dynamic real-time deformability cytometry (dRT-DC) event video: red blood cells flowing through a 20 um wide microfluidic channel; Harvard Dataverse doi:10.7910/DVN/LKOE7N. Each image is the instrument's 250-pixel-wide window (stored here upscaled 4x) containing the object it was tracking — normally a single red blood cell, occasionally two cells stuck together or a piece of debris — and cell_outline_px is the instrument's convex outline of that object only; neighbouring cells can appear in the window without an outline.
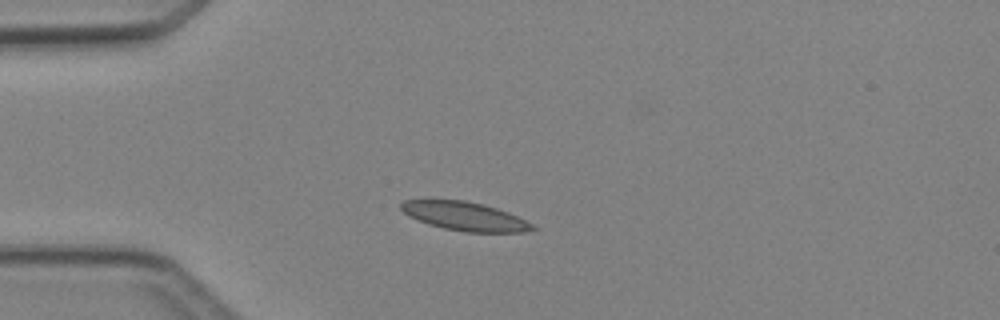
{"species": "Egyptian fruit bat (a non-hibernating species)", "species_latin": "Rousettus aegyptiacus", "temperature_condition": "cold", "stored_images_in_passage": 2, "camera_frame_rate_fps": 3000, "um_per_image_px": 0.085, "animal": {"sex": "female"}, "frame": {"image": 1, "passage_image": 1, "time_ms": 0.0, "image_size_px": [1000, 320], "cell_outline_px": [[536, 228], [524, 232], [464, 232], [444, 228], [428, 224], [416, 220], [408, 216], [400, 208], [400, 204], [404, 200], [464, 200], [484, 204], [508, 212], [532, 224]], "centroid_in_image_um": [39.47, 18.38], "position_along_channel_um": 45.5, "area_um2": 21.85}}